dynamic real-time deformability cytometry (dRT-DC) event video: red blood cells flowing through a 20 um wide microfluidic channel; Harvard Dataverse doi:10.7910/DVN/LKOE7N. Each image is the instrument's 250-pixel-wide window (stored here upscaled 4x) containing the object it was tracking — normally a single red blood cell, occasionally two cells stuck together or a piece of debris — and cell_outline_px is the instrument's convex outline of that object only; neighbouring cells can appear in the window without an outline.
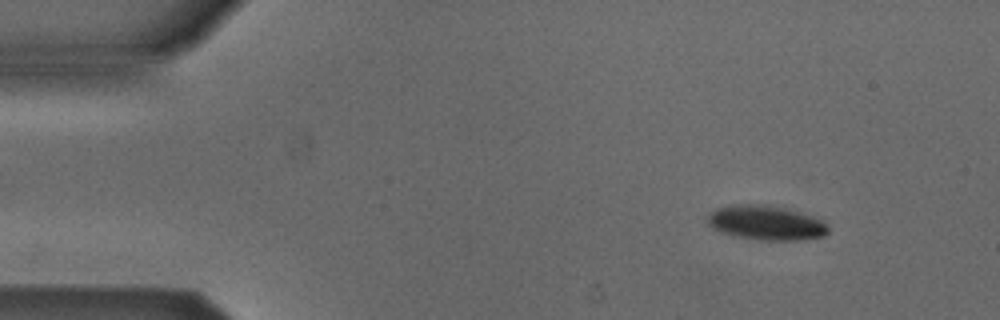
{"species": "Egyptian fruit bat (a non-hibernating species)", "species_latin": "Rousettus aegyptiacus", "temperature_condition": "cold", "stored_images_in_passage": 14, "camera_frame_rate_fps": 3000, "um_per_image_px": 0.085, "animal": {"sex": "male"}, "frame": {"image": 1, "passage_image": 5, "time_ms": 1.333, "image_size_px": [1000, 320], "cell_outline_px": [[828, 232], [824, 236], [808, 240], [760, 240], [732, 236], [720, 232], [712, 228], [708, 224], [708, 216], [716, 208], [736, 204], [764, 204], [796, 212], [824, 220], [828, 228]], "centroid_in_image_um": [65.1, 18.96], "position_along_channel_um": 19.9, "area_um2": 24.22}}